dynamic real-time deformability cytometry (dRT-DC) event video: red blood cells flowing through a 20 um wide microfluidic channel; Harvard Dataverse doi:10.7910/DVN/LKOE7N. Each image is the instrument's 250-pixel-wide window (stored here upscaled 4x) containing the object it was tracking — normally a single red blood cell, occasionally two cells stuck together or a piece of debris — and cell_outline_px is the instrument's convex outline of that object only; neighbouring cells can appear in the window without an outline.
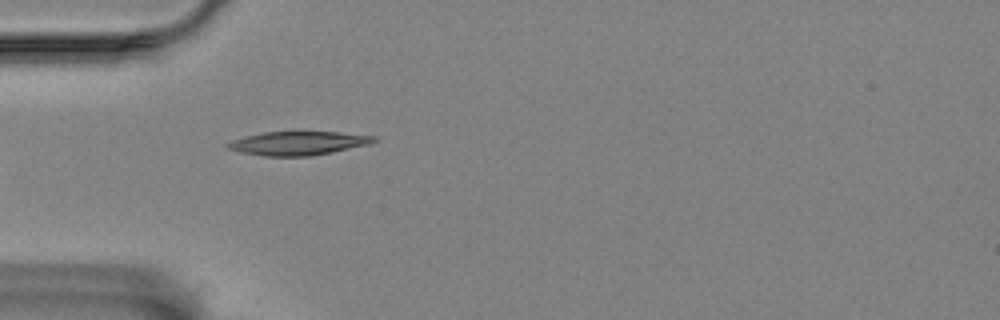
{"species": "Egyptian fruit bat (a non-hibernating species)", "species_latin": "Rousettus aegyptiacus", "temperature_condition": "room temperature", "stored_images_in_passage": 17, "camera_frame_rate_fps": 3000, "um_per_image_px": 0.085, "animal": {"sex": "female"}, "frame": {"image": 1, "passage_image": 3, "time_ms": 0.667, "image_size_px": [1000, 320], "cell_outline_px": [[376, 140], [368, 144], [332, 152], [308, 156], [264, 156], [240, 152], [228, 148], [224, 144], [232, 140], [264, 132], [336, 132], [376, 136]], "centroid_in_image_um": [25.31, 12.18], "position_along_channel_um": 59.7, "area_um2": 19.88}}
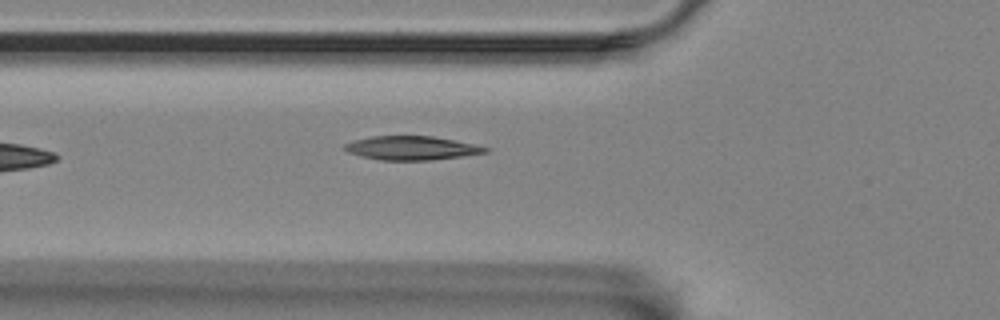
{"frame": {"image": 2, "passage_image": 6, "time_ms": 1.667, "image_size_px": [1000, 320], "cell_outline_px": [[488, 152], [432, 160], [380, 160], [360, 156], [348, 152], [344, 148], [344, 144], [356, 140], [372, 136], [432, 136], [472, 144], [488, 148]], "centroid_in_image_um": [34.94, 12.58], "position_along_channel_um": 90.9, "area_um2": 19.19}}